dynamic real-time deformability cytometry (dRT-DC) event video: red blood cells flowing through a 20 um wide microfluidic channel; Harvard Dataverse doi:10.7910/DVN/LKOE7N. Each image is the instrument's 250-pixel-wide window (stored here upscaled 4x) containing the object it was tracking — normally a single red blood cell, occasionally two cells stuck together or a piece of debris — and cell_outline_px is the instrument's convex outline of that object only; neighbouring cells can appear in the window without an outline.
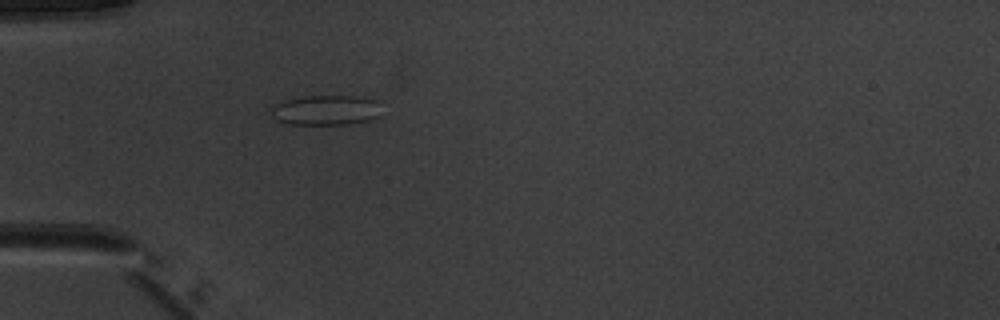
{"species": "common noctule bat (a hibernating species)", "species_latin": "Nyctalus noctula", "temperature_condition": "warm", "stored_images_in_passage": 36, "camera_frame_rate_fps": 3000, "um_per_image_px": 0.085, "animal": {"sex": "male", "body_mass_g": 20.1, "forearm_length_mm": 53.5}, "frame": {"image": 1, "passage_image": 1, "time_ms": 0.0, "image_size_px": [1000, 320], "cell_outline_px": [[380, 116], [368, 120], [344, 124], [288, 124], [276, 120], [272, 116], [268, 108], [272, 104], [284, 100], [308, 96], [352, 96], [376, 100]], "centroid_in_image_um": [27.6, 9.36], "position_along_channel_um": 57.4, "area_um2": 19.25}}
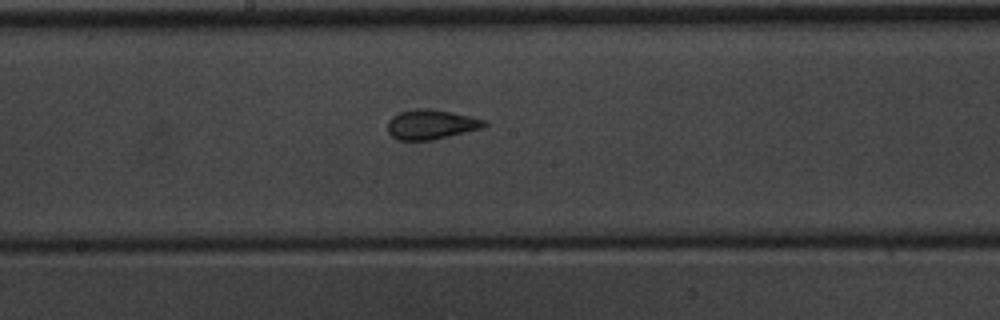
{"frame": {"image": 2, "passage_image": 13, "time_ms": 4.0, "image_size_px": [1000, 320], "cell_outline_px": [[488, 124], [480, 128], [432, 140], [396, 140], [388, 132], [388, 120], [392, 116], [400, 112], [412, 108], [428, 108], [452, 112], [472, 116], [484, 120]], "centroid_in_image_um": [36.6, 10.56], "position_along_channel_um": 211.6, "area_um2": 16.7}}
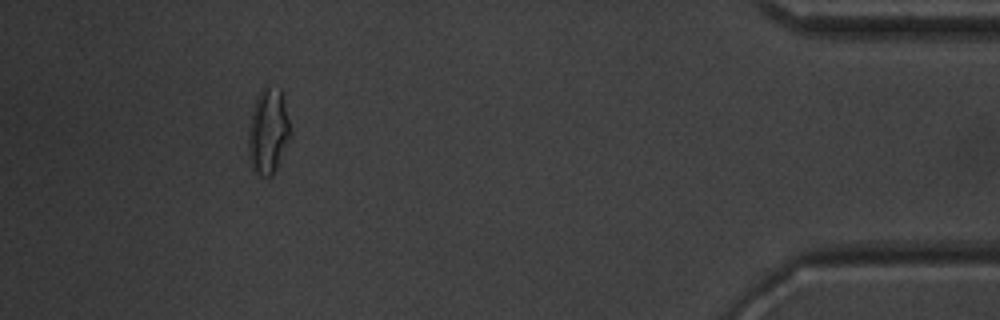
{"frame": {"image": 3, "passage_image": 32, "time_ms": 10.333, "image_size_px": [1000, 320], "cell_outline_px": [[292, 136], [272, 176], [264, 176], [256, 172], [252, 168], [248, 160], [248, 132], [252, 112], [256, 100], [260, 92], [268, 84], [280, 88], [292, 132]], "centroid_in_image_um": [22.81, 11.17], "position_along_channel_um": 412.4, "area_um2": 20.98}, "authors_computed_cell_mechanics": {"area_um2": 16.9065, "velocity_mm_per_s": 4.018, "shape_relaxation_time_tau1_ms": null, "shape_relaxation_time_tau2_ms": 0.9907, "deformation_change_tau1": null, "deformation_change_tau2": 0.0725}}